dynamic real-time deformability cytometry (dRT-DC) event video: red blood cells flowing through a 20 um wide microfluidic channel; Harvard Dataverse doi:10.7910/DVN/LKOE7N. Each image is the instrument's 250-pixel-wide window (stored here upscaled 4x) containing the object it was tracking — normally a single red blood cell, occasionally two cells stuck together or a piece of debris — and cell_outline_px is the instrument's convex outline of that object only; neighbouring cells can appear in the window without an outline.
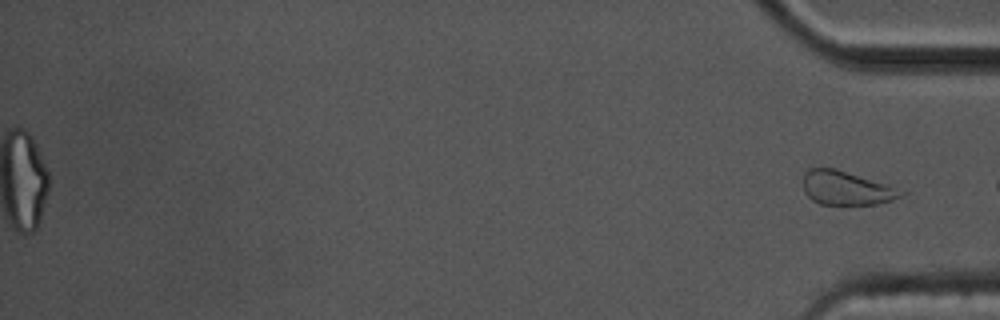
{"species": "common noctule bat (a hibernating species)", "species_latin": "Nyctalus noctula", "temperature_condition": "cold", "stored_images_in_passage": 60, "segment_of_instrument_passage": [2, 2], "camera_frame_rate_fps": 3000, "um_per_image_px": 0.085, "animal": {"sex": "male", "body_mass_g": 17.5, "forearm_length_mm": 52.3}, "frame": {"image": 1, "passage_image": 60, "time_ms": 19.667, "image_size_px": [1000, 320], "cell_outline_px": [[908, 192], [904, 196], [892, 200], [876, 204], [820, 204], [812, 200], [804, 192], [804, 172], [808, 168], [836, 168], [888, 184]], "centroid_in_image_um": [71.97, 15.98], "position_along_channel_um": 363.2, "area_um2": 19.48}}